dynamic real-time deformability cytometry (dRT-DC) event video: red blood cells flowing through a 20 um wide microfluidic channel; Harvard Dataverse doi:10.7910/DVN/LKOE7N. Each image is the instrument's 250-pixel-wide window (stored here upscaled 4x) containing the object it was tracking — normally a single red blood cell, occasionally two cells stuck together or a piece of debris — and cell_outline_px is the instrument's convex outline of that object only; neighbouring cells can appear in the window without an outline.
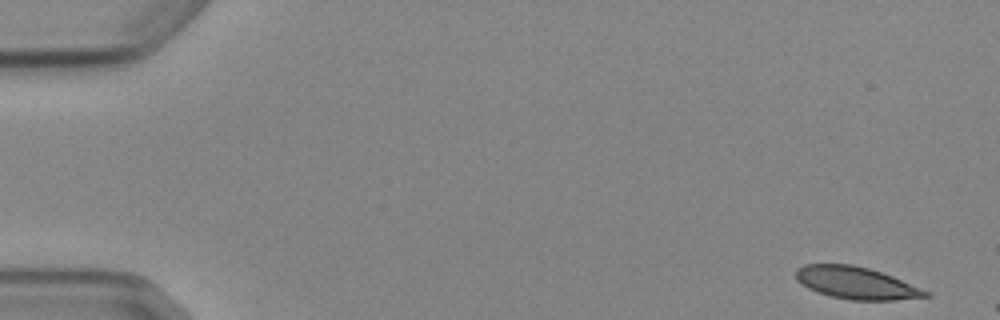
{"species": "Egyptian fruit bat (a non-hibernating species)", "species_latin": "Rousettus aegyptiacus", "temperature_condition": "cold", "stored_images_in_passage": 4, "camera_frame_rate_fps": 3000, "um_per_image_px": 0.085, "animal": {"sex": "female"}, "frame": {"image": 1, "passage_image": 1, "time_ms": 0.0, "image_size_px": [1000, 320], "cell_outline_px": [[932, 296], [896, 300], [852, 300], [832, 296], [816, 292], [808, 288], [796, 280], [796, 268], [804, 264], [852, 264], [868, 268], [892, 276], [932, 292]], "centroid_in_image_um": [72.79, 24.05], "position_along_channel_um": 12.2, "area_um2": 24.39}}